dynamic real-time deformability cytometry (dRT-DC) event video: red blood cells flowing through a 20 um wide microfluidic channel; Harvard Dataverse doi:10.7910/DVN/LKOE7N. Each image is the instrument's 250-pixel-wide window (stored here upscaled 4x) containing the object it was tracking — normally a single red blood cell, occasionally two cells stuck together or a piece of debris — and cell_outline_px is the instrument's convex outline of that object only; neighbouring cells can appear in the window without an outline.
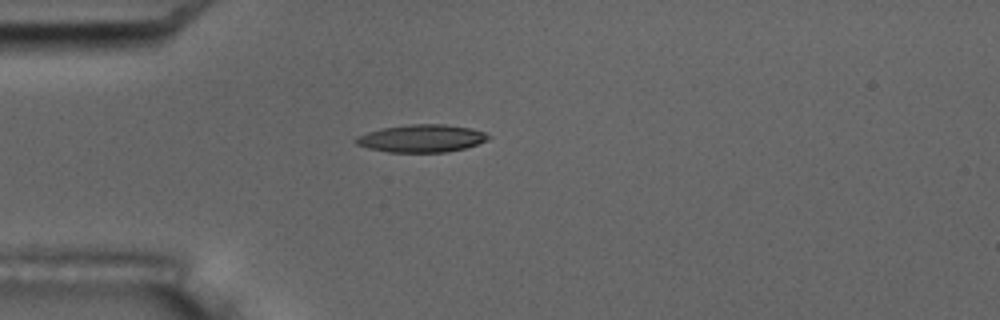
{"species": "common noctule bat (a hibernating species)", "species_latin": "Nyctalus noctula", "temperature_condition": "room temperature", "stored_images_in_passage": 4, "camera_frame_rate_fps": 3000, "um_per_image_px": 0.085, "animal": {"sex": "male", "body_mass_g": 17.5, "forearm_length_mm": 52.3}, "frame": {"image": 1, "passage_image": 1, "time_ms": 0.0, "image_size_px": [1000, 320], "cell_outline_px": [[492, 136], [488, 140], [464, 148], [448, 152], [388, 152], [368, 148], [356, 144], [352, 140], [356, 136], [380, 128], [412, 124], [444, 124], [472, 128], [484, 132]], "centroid_in_image_um": [35.82, 11.76], "position_along_channel_um": 49.2, "area_um2": 21.44}}